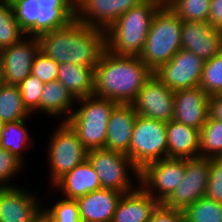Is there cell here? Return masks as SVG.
<instances>
[{"label": "cell", "mask_w": 222, "mask_h": 222, "mask_svg": "<svg viewBox=\"0 0 222 222\" xmlns=\"http://www.w3.org/2000/svg\"><path fill=\"white\" fill-rule=\"evenodd\" d=\"M183 222H222V203L201 197L182 211Z\"/></svg>", "instance_id": "cell-28"}, {"label": "cell", "mask_w": 222, "mask_h": 222, "mask_svg": "<svg viewBox=\"0 0 222 222\" xmlns=\"http://www.w3.org/2000/svg\"><path fill=\"white\" fill-rule=\"evenodd\" d=\"M31 115L24 107L18 85L3 84L0 87V117L2 123L25 120Z\"/></svg>", "instance_id": "cell-26"}, {"label": "cell", "mask_w": 222, "mask_h": 222, "mask_svg": "<svg viewBox=\"0 0 222 222\" xmlns=\"http://www.w3.org/2000/svg\"><path fill=\"white\" fill-rule=\"evenodd\" d=\"M25 35L14 17L11 3H0V50L12 46Z\"/></svg>", "instance_id": "cell-31"}, {"label": "cell", "mask_w": 222, "mask_h": 222, "mask_svg": "<svg viewBox=\"0 0 222 222\" xmlns=\"http://www.w3.org/2000/svg\"><path fill=\"white\" fill-rule=\"evenodd\" d=\"M4 84V78L2 75L1 65H0V87Z\"/></svg>", "instance_id": "cell-43"}, {"label": "cell", "mask_w": 222, "mask_h": 222, "mask_svg": "<svg viewBox=\"0 0 222 222\" xmlns=\"http://www.w3.org/2000/svg\"><path fill=\"white\" fill-rule=\"evenodd\" d=\"M149 222H183L182 211L168 208L160 203L153 211Z\"/></svg>", "instance_id": "cell-39"}, {"label": "cell", "mask_w": 222, "mask_h": 222, "mask_svg": "<svg viewBox=\"0 0 222 222\" xmlns=\"http://www.w3.org/2000/svg\"><path fill=\"white\" fill-rule=\"evenodd\" d=\"M185 158H163L139 171V185L156 201L164 203L183 180ZM157 190L158 194L154 195Z\"/></svg>", "instance_id": "cell-9"}, {"label": "cell", "mask_w": 222, "mask_h": 222, "mask_svg": "<svg viewBox=\"0 0 222 222\" xmlns=\"http://www.w3.org/2000/svg\"><path fill=\"white\" fill-rule=\"evenodd\" d=\"M29 37V38H28ZM0 50V65L4 84L19 85L31 73L32 62L40 50L38 38L28 36Z\"/></svg>", "instance_id": "cell-13"}, {"label": "cell", "mask_w": 222, "mask_h": 222, "mask_svg": "<svg viewBox=\"0 0 222 222\" xmlns=\"http://www.w3.org/2000/svg\"><path fill=\"white\" fill-rule=\"evenodd\" d=\"M14 17L20 28L26 33L39 17L40 7L37 0H10Z\"/></svg>", "instance_id": "cell-33"}, {"label": "cell", "mask_w": 222, "mask_h": 222, "mask_svg": "<svg viewBox=\"0 0 222 222\" xmlns=\"http://www.w3.org/2000/svg\"><path fill=\"white\" fill-rule=\"evenodd\" d=\"M199 86L209 96L222 94V52L205 61Z\"/></svg>", "instance_id": "cell-32"}, {"label": "cell", "mask_w": 222, "mask_h": 222, "mask_svg": "<svg viewBox=\"0 0 222 222\" xmlns=\"http://www.w3.org/2000/svg\"><path fill=\"white\" fill-rule=\"evenodd\" d=\"M205 61L185 49H180L169 62L153 74L171 91L199 86Z\"/></svg>", "instance_id": "cell-10"}, {"label": "cell", "mask_w": 222, "mask_h": 222, "mask_svg": "<svg viewBox=\"0 0 222 222\" xmlns=\"http://www.w3.org/2000/svg\"><path fill=\"white\" fill-rule=\"evenodd\" d=\"M76 99L69 92V90L59 81L54 80L49 83H45L40 96L39 111L47 113V115L68 114L63 122H66L73 110L72 103Z\"/></svg>", "instance_id": "cell-25"}, {"label": "cell", "mask_w": 222, "mask_h": 222, "mask_svg": "<svg viewBox=\"0 0 222 222\" xmlns=\"http://www.w3.org/2000/svg\"><path fill=\"white\" fill-rule=\"evenodd\" d=\"M145 0H75V19L106 31L130 8Z\"/></svg>", "instance_id": "cell-14"}, {"label": "cell", "mask_w": 222, "mask_h": 222, "mask_svg": "<svg viewBox=\"0 0 222 222\" xmlns=\"http://www.w3.org/2000/svg\"><path fill=\"white\" fill-rule=\"evenodd\" d=\"M52 222H82L75 199H60L51 208L43 209Z\"/></svg>", "instance_id": "cell-35"}, {"label": "cell", "mask_w": 222, "mask_h": 222, "mask_svg": "<svg viewBox=\"0 0 222 222\" xmlns=\"http://www.w3.org/2000/svg\"><path fill=\"white\" fill-rule=\"evenodd\" d=\"M53 185L62 190L67 199H77L101 189L97 172L88 159L65 173Z\"/></svg>", "instance_id": "cell-22"}, {"label": "cell", "mask_w": 222, "mask_h": 222, "mask_svg": "<svg viewBox=\"0 0 222 222\" xmlns=\"http://www.w3.org/2000/svg\"><path fill=\"white\" fill-rule=\"evenodd\" d=\"M58 69L59 64L39 50L32 62L30 74L45 84L57 80Z\"/></svg>", "instance_id": "cell-36"}, {"label": "cell", "mask_w": 222, "mask_h": 222, "mask_svg": "<svg viewBox=\"0 0 222 222\" xmlns=\"http://www.w3.org/2000/svg\"><path fill=\"white\" fill-rule=\"evenodd\" d=\"M210 116L222 121V94L209 96Z\"/></svg>", "instance_id": "cell-41"}, {"label": "cell", "mask_w": 222, "mask_h": 222, "mask_svg": "<svg viewBox=\"0 0 222 222\" xmlns=\"http://www.w3.org/2000/svg\"><path fill=\"white\" fill-rule=\"evenodd\" d=\"M205 197L222 203V161L217 157L209 158V180Z\"/></svg>", "instance_id": "cell-37"}, {"label": "cell", "mask_w": 222, "mask_h": 222, "mask_svg": "<svg viewBox=\"0 0 222 222\" xmlns=\"http://www.w3.org/2000/svg\"><path fill=\"white\" fill-rule=\"evenodd\" d=\"M10 2V0H0V3H7Z\"/></svg>", "instance_id": "cell-44"}, {"label": "cell", "mask_w": 222, "mask_h": 222, "mask_svg": "<svg viewBox=\"0 0 222 222\" xmlns=\"http://www.w3.org/2000/svg\"><path fill=\"white\" fill-rule=\"evenodd\" d=\"M182 20L165 3L156 12L139 55L143 63L154 72L167 63L181 49Z\"/></svg>", "instance_id": "cell-4"}, {"label": "cell", "mask_w": 222, "mask_h": 222, "mask_svg": "<svg viewBox=\"0 0 222 222\" xmlns=\"http://www.w3.org/2000/svg\"><path fill=\"white\" fill-rule=\"evenodd\" d=\"M23 161L4 148L0 147V188H9L7 182L21 169Z\"/></svg>", "instance_id": "cell-38"}, {"label": "cell", "mask_w": 222, "mask_h": 222, "mask_svg": "<svg viewBox=\"0 0 222 222\" xmlns=\"http://www.w3.org/2000/svg\"><path fill=\"white\" fill-rule=\"evenodd\" d=\"M152 74L139 56L115 55L105 50L94 68V96L132 104Z\"/></svg>", "instance_id": "cell-2"}, {"label": "cell", "mask_w": 222, "mask_h": 222, "mask_svg": "<svg viewBox=\"0 0 222 222\" xmlns=\"http://www.w3.org/2000/svg\"><path fill=\"white\" fill-rule=\"evenodd\" d=\"M209 115V95L200 86L174 91V121L201 130Z\"/></svg>", "instance_id": "cell-16"}, {"label": "cell", "mask_w": 222, "mask_h": 222, "mask_svg": "<svg viewBox=\"0 0 222 222\" xmlns=\"http://www.w3.org/2000/svg\"><path fill=\"white\" fill-rule=\"evenodd\" d=\"M137 115L169 122L174 117V91L166 87L154 74L144 83L132 103Z\"/></svg>", "instance_id": "cell-12"}, {"label": "cell", "mask_w": 222, "mask_h": 222, "mask_svg": "<svg viewBox=\"0 0 222 222\" xmlns=\"http://www.w3.org/2000/svg\"><path fill=\"white\" fill-rule=\"evenodd\" d=\"M29 193L13 186L0 188V222H33L43 207Z\"/></svg>", "instance_id": "cell-17"}, {"label": "cell", "mask_w": 222, "mask_h": 222, "mask_svg": "<svg viewBox=\"0 0 222 222\" xmlns=\"http://www.w3.org/2000/svg\"><path fill=\"white\" fill-rule=\"evenodd\" d=\"M48 148L52 185L87 159L88 150L66 122H62L55 130Z\"/></svg>", "instance_id": "cell-8"}, {"label": "cell", "mask_w": 222, "mask_h": 222, "mask_svg": "<svg viewBox=\"0 0 222 222\" xmlns=\"http://www.w3.org/2000/svg\"><path fill=\"white\" fill-rule=\"evenodd\" d=\"M181 49L208 61L222 52V30L214 28L209 22L183 21Z\"/></svg>", "instance_id": "cell-15"}, {"label": "cell", "mask_w": 222, "mask_h": 222, "mask_svg": "<svg viewBox=\"0 0 222 222\" xmlns=\"http://www.w3.org/2000/svg\"><path fill=\"white\" fill-rule=\"evenodd\" d=\"M122 195L111 222H149L160 204L142 187Z\"/></svg>", "instance_id": "cell-21"}, {"label": "cell", "mask_w": 222, "mask_h": 222, "mask_svg": "<svg viewBox=\"0 0 222 222\" xmlns=\"http://www.w3.org/2000/svg\"><path fill=\"white\" fill-rule=\"evenodd\" d=\"M44 83L34 75H28L19 85L22 94L24 107L31 114L33 111L39 112L40 96Z\"/></svg>", "instance_id": "cell-34"}, {"label": "cell", "mask_w": 222, "mask_h": 222, "mask_svg": "<svg viewBox=\"0 0 222 222\" xmlns=\"http://www.w3.org/2000/svg\"><path fill=\"white\" fill-rule=\"evenodd\" d=\"M167 122L137 115L129 148V158L138 171L167 158Z\"/></svg>", "instance_id": "cell-6"}, {"label": "cell", "mask_w": 222, "mask_h": 222, "mask_svg": "<svg viewBox=\"0 0 222 222\" xmlns=\"http://www.w3.org/2000/svg\"><path fill=\"white\" fill-rule=\"evenodd\" d=\"M222 152V121L210 115L200 130V157H218Z\"/></svg>", "instance_id": "cell-29"}, {"label": "cell", "mask_w": 222, "mask_h": 222, "mask_svg": "<svg viewBox=\"0 0 222 222\" xmlns=\"http://www.w3.org/2000/svg\"><path fill=\"white\" fill-rule=\"evenodd\" d=\"M165 2L145 0L130 8L105 31L106 50L115 55L139 56L152 20Z\"/></svg>", "instance_id": "cell-3"}, {"label": "cell", "mask_w": 222, "mask_h": 222, "mask_svg": "<svg viewBox=\"0 0 222 222\" xmlns=\"http://www.w3.org/2000/svg\"><path fill=\"white\" fill-rule=\"evenodd\" d=\"M123 193L99 189L76 200L82 222H111Z\"/></svg>", "instance_id": "cell-19"}, {"label": "cell", "mask_w": 222, "mask_h": 222, "mask_svg": "<svg viewBox=\"0 0 222 222\" xmlns=\"http://www.w3.org/2000/svg\"><path fill=\"white\" fill-rule=\"evenodd\" d=\"M40 7L36 23L25 33L35 36L67 26L75 19V0H37Z\"/></svg>", "instance_id": "cell-20"}, {"label": "cell", "mask_w": 222, "mask_h": 222, "mask_svg": "<svg viewBox=\"0 0 222 222\" xmlns=\"http://www.w3.org/2000/svg\"><path fill=\"white\" fill-rule=\"evenodd\" d=\"M167 157H200V130L171 120L166 124Z\"/></svg>", "instance_id": "cell-23"}, {"label": "cell", "mask_w": 222, "mask_h": 222, "mask_svg": "<svg viewBox=\"0 0 222 222\" xmlns=\"http://www.w3.org/2000/svg\"><path fill=\"white\" fill-rule=\"evenodd\" d=\"M208 180L209 158L185 159L183 180L163 204L168 208L183 211L197 199L205 196Z\"/></svg>", "instance_id": "cell-11"}, {"label": "cell", "mask_w": 222, "mask_h": 222, "mask_svg": "<svg viewBox=\"0 0 222 222\" xmlns=\"http://www.w3.org/2000/svg\"><path fill=\"white\" fill-rule=\"evenodd\" d=\"M40 51L58 64L96 67L106 50L105 31L74 19L67 26L38 37Z\"/></svg>", "instance_id": "cell-1"}, {"label": "cell", "mask_w": 222, "mask_h": 222, "mask_svg": "<svg viewBox=\"0 0 222 222\" xmlns=\"http://www.w3.org/2000/svg\"><path fill=\"white\" fill-rule=\"evenodd\" d=\"M33 222H52V220L50 216L44 210H42Z\"/></svg>", "instance_id": "cell-42"}, {"label": "cell", "mask_w": 222, "mask_h": 222, "mask_svg": "<svg viewBox=\"0 0 222 222\" xmlns=\"http://www.w3.org/2000/svg\"><path fill=\"white\" fill-rule=\"evenodd\" d=\"M78 101L82 103L80 108L71 113L66 123L88 151L105 148L108 120L118 103L94 95Z\"/></svg>", "instance_id": "cell-5"}, {"label": "cell", "mask_w": 222, "mask_h": 222, "mask_svg": "<svg viewBox=\"0 0 222 222\" xmlns=\"http://www.w3.org/2000/svg\"><path fill=\"white\" fill-rule=\"evenodd\" d=\"M208 22L214 28L222 30V0H211Z\"/></svg>", "instance_id": "cell-40"}, {"label": "cell", "mask_w": 222, "mask_h": 222, "mask_svg": "<svg viewBox=\"0 0 222 222\" xmlns=\"http://www.w3.org/2000/svg\"><path fill=\"white\" fill-rule=\"evenodd\" d=\"M137 118L133 104H117L110 114L107 125L105 148L126 154L129 148L132 131Z\"/></svg>", "instance_id": "cell-18"}, {"label": "cell", "mask_w": 222, "mask_h": 222, "mask_svg": "<svg viewBox=\"0 0 222 222\" xmlns=\"http://www.w3.org/2000/svg\"><path fill=\"white\" fill-rule=\"evenodd\" d=\"M222 161V152L220 153V155L217 157Z\"/></svg>", "instance_id": "cell-45"}, {"label": "cell", "mask_w": 222, "mask_h": 222, "mask_svg": "<svg viewBox=\"0 0 222 222\" xmlns=\"http://www.w3.org/2000/svg\"><path fill=\"white\" fill-rule=\"evenodd\" d=\"M182 21L208 22L211 0H166Z\"/></svg>", "instance_id": "cell-30"}, {"label": "cell", "mask_w": 222, "mask_h": 222, "mask_svg": "<svg viewBox=\"0 0 222 222\" xmlns=\"http://www.w3.org/2000/svg\"><path fill=\"white\" fill-rule=\"evenodd\" d=\"M94 68L71 63L59 64V80L78 100L94 95Z\"/></svg>", "instance_id": "cell-24"}, {"label": "cell", "mask_w": 222, "mask_h": 222, "mask_svg": "<svg viewBox=\"0 0 222 222\" xmlns=\"http://www.w3.org/2000/svg\"><path fill=\"white\" fill-rule=\"evenodd\" d=\"M87 159L97 172L101 189H113L123 194L136 189L132 186L128 169L132 170L138 183L139 171L126 154L106 148H98L89 150Z\"/></svg>", "instance_id": "cell-7"}, {"label": "cell", "mask_w": 222, "mask_h": 222, "mask_svg": "<svg viewBox=\"0 0 222 222\" xmlns=\"http://www.w3.org/2000/svg\"><path fill=\"white\" fill-rule=\"evenodd\" d=\"M29 137L24 120L4 123L0 128V147L6 149L22 161V151L26 149Z\"/></svg>", "instance_id": "cell-27"}]
</instances>
